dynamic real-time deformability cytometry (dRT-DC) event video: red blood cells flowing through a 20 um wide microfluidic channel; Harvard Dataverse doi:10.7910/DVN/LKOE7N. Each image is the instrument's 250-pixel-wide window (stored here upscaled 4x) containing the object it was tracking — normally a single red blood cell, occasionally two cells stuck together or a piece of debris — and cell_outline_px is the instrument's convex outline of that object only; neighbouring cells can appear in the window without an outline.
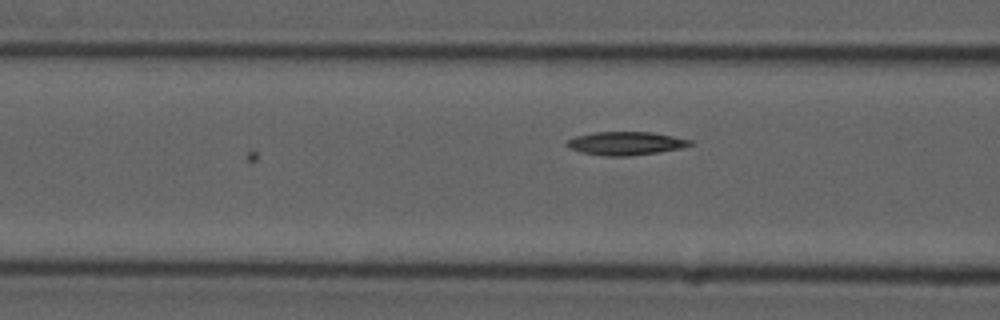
{"species": "common noctule bat (a hibernating species)", "species_latin": "Nyctalus noctula", "temperature_condition": "cold", "stored_images_in_passage": 5, "camera_frame_rate_fps": 3000, "um_per_image_px": 0.085, "animal": {"sex": "male", "forearm_length_mm": 52.5}, "frame": {"image": 1, "passage_image": 5, "time_ms": 1.333, "image_size_px": [1000, 320], "cell_outline_px": [[692, 144], [680, 148], [656, 152], [628, 156], [604, 156], [580, 152], [568, 148], [564, 144], [568, 140], [576, 136], [596, 132], [652, 132], [692, 140]], "centroid_in_image_um": [53.13, 12.18], "position_along_channel_um": 113.5, "area_um2": 16.65}}